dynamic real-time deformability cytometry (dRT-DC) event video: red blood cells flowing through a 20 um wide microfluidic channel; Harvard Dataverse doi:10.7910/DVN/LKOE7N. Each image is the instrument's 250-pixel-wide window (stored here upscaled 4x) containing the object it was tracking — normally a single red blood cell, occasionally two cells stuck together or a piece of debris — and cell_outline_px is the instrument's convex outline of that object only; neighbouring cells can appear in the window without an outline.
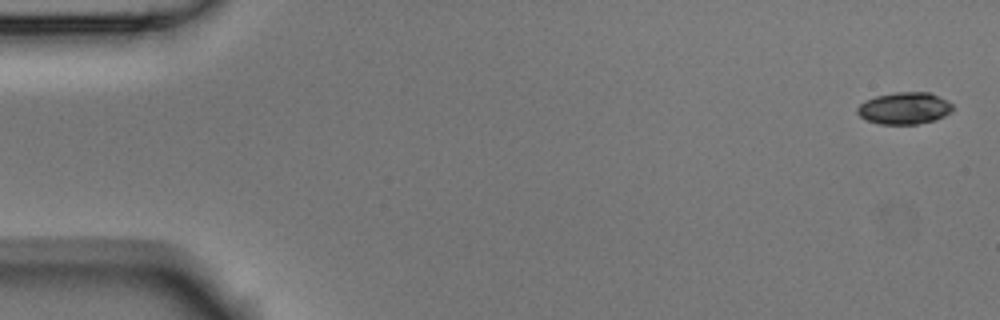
{"species": "Egyptian fruit bat (a non-hibernating species)", "species_latin": "Rousettus aegyptiacus", "temperature_condition": "room temperature", "stored_images_in_passage": 4, "camera_frame_rate_fps": 3000, "um_per_image_px": 0.085, "animal": {"sex": "male"}, "frame": {"image": 1, "passage_image": 1, "time_ms": 0.0, "image_size_px": [1000, 320], "cell_outline_px": [[952, 112], [936, 120], [916, 124], [880, 124], [868, 120], [860, 116], [856, 112], [856, 108], [864, 100], [876, 96], [896, 92], [928, 92], [952, 104]], "centroid_in_image_um": [76.84, 9.2], "position_along_channel_um": 8.2, "area_um2": 17.63}}
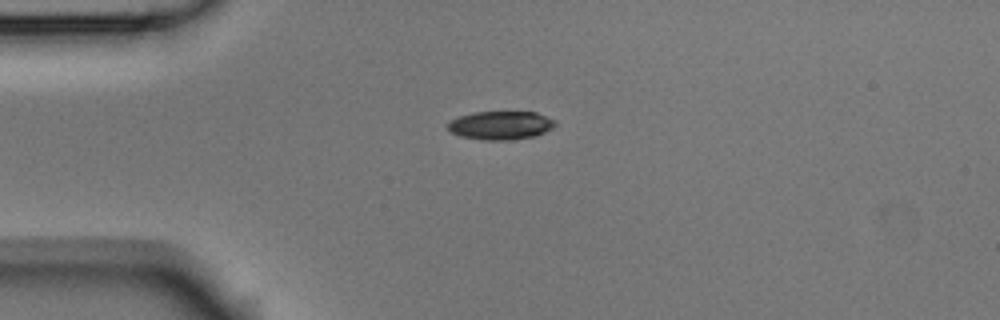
{"frame": {"image": 2, "passage_image": 4, "time_ms": 1.0, "image_size_px": [1000, 320], "cell_outline_px": [[556, 124], [552, 128], [544, 132], [532, 136], [512, 140], [484, 140], [460, 136], [452, 132], [448, 128], [448, 124], [452, 120], [460, 116], [472, 112], [536, 112], [556, 120]], "centroid_in_image_um": [42.57, 10.65], "position_along_channel_um": 42.4, "area_um2": 17.69}}